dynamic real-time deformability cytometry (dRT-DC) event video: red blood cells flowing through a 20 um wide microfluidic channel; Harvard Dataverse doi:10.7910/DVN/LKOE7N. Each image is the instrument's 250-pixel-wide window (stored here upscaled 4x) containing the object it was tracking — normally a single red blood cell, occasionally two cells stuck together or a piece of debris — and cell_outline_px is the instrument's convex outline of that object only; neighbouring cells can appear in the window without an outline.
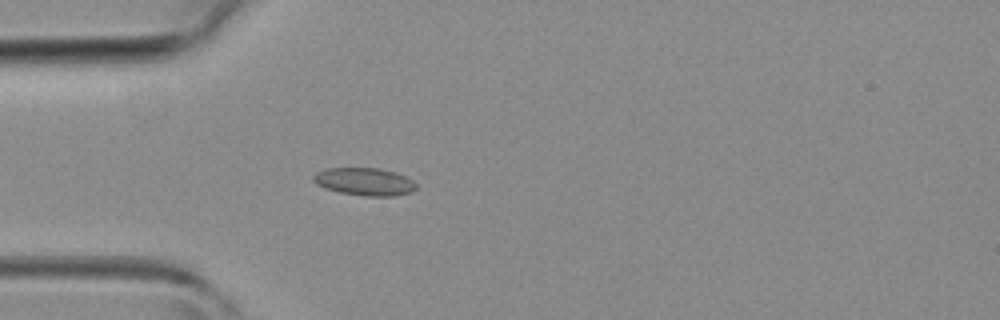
{"species": "common noctule bat (a hibernating species)", "species_latin": "Nyctalus noctula", "temperature_condition": "room temperature", "stored_images_in_passage": 42, "camera_frame_rate_fps": 3000, "um_per_image_px": 0.085, "animal": {"sex": "female", "body_mass_g": 19.3, "forearm_length_mm": 54.1}, "frame": {"image": 1, "passage_image": 12, "time_ms": 3.667, "image_size_px": [1000, 320], "cell_outline_px": [[416, 188], [412, 192], [396, 196], [364, 196], [340, 192], [324, 188], [316, 184], [312, 180], [312, 176], [316, 172], [328, 168], [380, 168], [396, 172], [412, 180], [416, 184]], "centroid_in_image_um": [30.98, 15.44], "position_along_channel_um": 54.0, "area_um2": 16.7}}
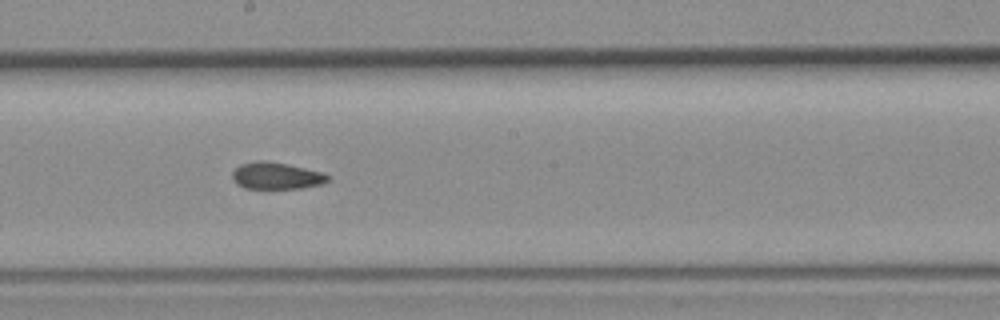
{"frame": {"image": 2, "passage_image": 23, "time_ms": 7.333, "image_size_px": [1000, 320], "cell_outline_px": [[328, 180], [324, 184], [300, 188], [244, 188], [236, 184], [232, 180], [232, 172], [240, 164], [256, 160], [264, 160], [288, 164], [320, 172], [328, 176]], "centroid_in_image_um": [23.43, 14.94], "position_along_channel_um": 224.8, "area_um2": 14.91}}
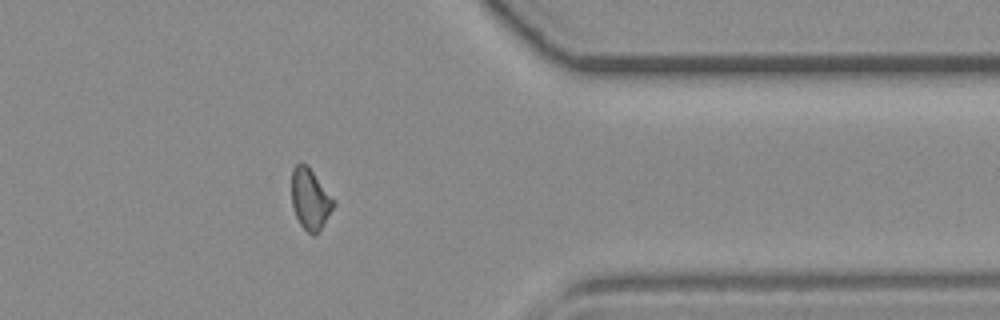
{"frame": {"image": 3, "passage_image": 34, "time_ms": 11.0, "image_size_px": [1000, 320], "cell_outline_px": [[336, 204], [324, 224], [316, 236], [312, 236], [300, 224], [296, 216], [292, 204], [292, 168], [300, 160], [312, 172], [336, 200]], "centroid_in_image_um": [26.38, 16.95], "position_along_channel_um": 385.0, "area_um2": 14.91}}